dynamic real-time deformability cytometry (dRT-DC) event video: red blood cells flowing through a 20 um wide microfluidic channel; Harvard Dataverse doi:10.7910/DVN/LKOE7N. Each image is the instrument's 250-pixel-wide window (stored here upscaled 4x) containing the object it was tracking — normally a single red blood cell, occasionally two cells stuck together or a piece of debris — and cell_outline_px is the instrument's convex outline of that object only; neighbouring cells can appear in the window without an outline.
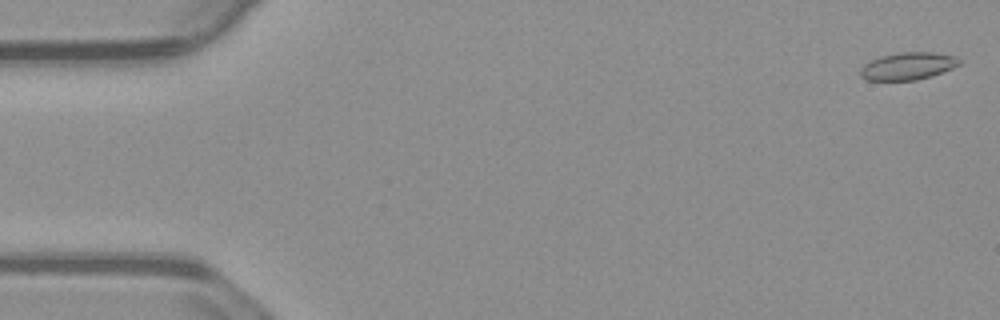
{"species": "common noctule bat (a hibernating species)", "species_latin": "Nyctalus noctula", "temperature_condition": "warm", "stored_images_in_passage": 56, "camera_frame_rate_fps": 3000, "um_per_image_px": 0.085, "animal": {"sex": "male", "body_mass_g": 23.1, "forearm_length_mm": 52.7}, "frame": {"image": 1, "passage_image": 2, "time_ms": 0.333, "image_size_px": [1000, 320], "cell_outline_px": [[964, 60], [960, 64], [952, 68], [932, 76], [916, 80], [864, 80], [860, 76], [860, 68], [864, 64], [880, 56], [900, 52], [932, 52], [956, 56]], "centroid_in_image_um": [77.19, 5.61], "position_along_channel_um": 7.8, "area_um2": 15.95}}
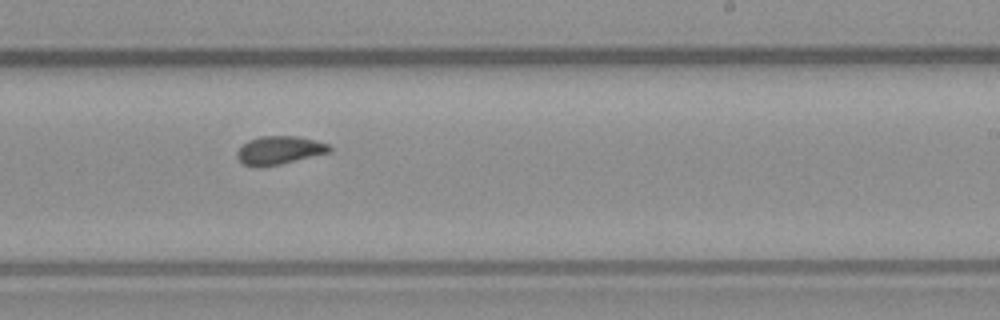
{"frame": {"image": 2, "passage_image": 34, "time_ms": 11.0, "image_size_px": [1000, 320], "cell_outline_px": [[332, 152], [280, 164], [260, 168], [256, 168], [244, 164], [236, 156], [236, 152], [248, 140], [260, 136], [296, 136], [316, 140], [328, 144], [332, 148]], "centroid_in_image_um": [23.75, 12.78], "position_along_channel_um": 265.2, "area_um2": 15.37}}
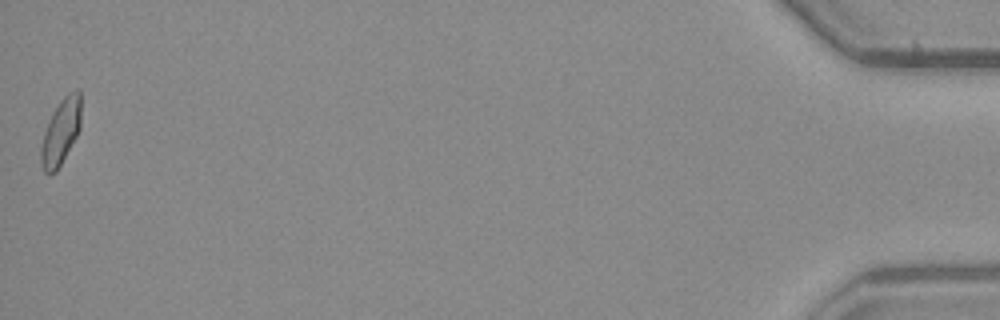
{"frame": {"image": 3, "passage_image": 56, "time_ms": 18.333, "image_size_px": [1000, 320], "cell_outline_px": [[80, 128], [76, 136], [56, 172], [48, 176], [44, 172], [40, 160], [40, 148], [44, 132], [52, 112], [60, 100], [68, 92], [76, 88], [80, 92]], "centroid_in_image_um": [5.15, 11.2], "position_along_channel_um": 430.1, "area_um2": 15.37}, "authors_computed_cell_mechanics": {"area_um2": 15.3748, "velocity_mm_per_s": 3.7104, "shape_relaxation_time_tau1_ms": null, "shape_relaxation_time_tau2_ms": 2.4316, "deformation_change_tau1": null, "deformation_change_tau2": 0.0465}}